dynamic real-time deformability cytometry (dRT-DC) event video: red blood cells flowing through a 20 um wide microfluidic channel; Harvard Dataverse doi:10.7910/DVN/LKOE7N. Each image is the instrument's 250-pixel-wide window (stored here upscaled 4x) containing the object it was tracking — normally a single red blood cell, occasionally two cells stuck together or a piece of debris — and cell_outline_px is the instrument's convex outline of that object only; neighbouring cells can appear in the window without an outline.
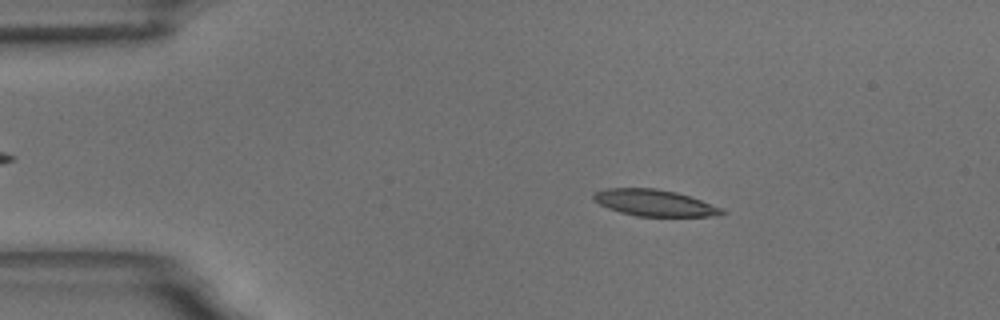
{"species": "common noctule bat (a hibernating species)", "species_latin": "Nyctalus noctula", "temperature_condition": "room temperature", "stored_images_in_passage": 5, "camera_frame_rate_fps": 3000, "um_per_image_px": 0.085, "animal": {"sex": "male", "body_mass_g": 18.8}, "frame": {"image": 1, "passage_image": 2, "time_ms": 1.333, "image_size_px": [1000, 320], "cell_outline_px": [[728, 212], [720, 216], [636, 216], [620, 212], [608, 208], [592, 200], [592, 192], [604, 188], [656, 188], [676, 192], [724, 208]], "centroid_in_image_um": [55.62, 17.24], "position_along_channel_um": 29.4, "area_um2": 20.0}}
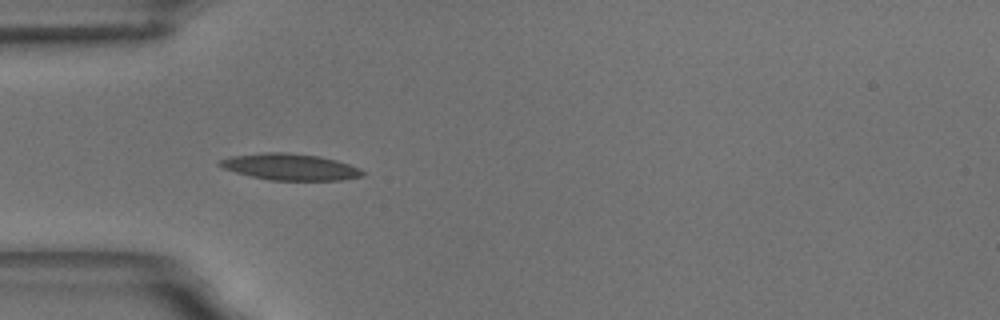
{"frame": {"image": 2, "passage_image": 4, "time_ms": 3.667, "image_size_px": [1000, 320], "cell_outline_px": [[364, 176], [340, 180], [268, 180], [236, 172], [224, 168], [216, 164], [220, 160], [232, 156], [264, 152], [284, 152], [320, 156], [336, 160], [360, 168], [364, 172]], "centroid_in_image_um": [24.67, 14.18], "position_along_channel_um": 60.3, "area_um2": 21.91}}
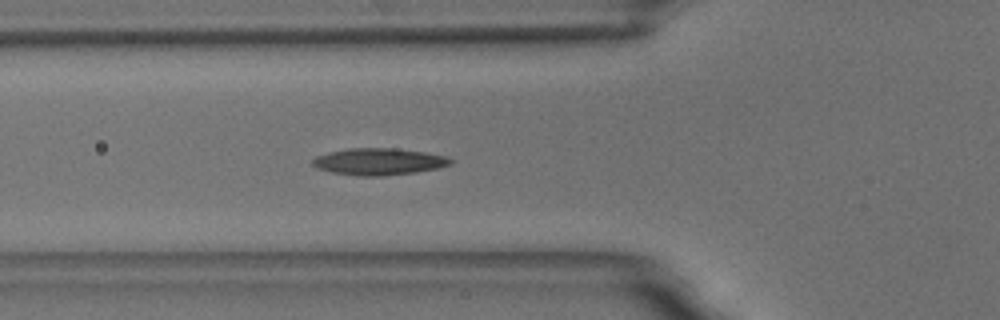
{"frame": {"image": 3, "passage_image": 5, "time_ms": 4.667, "image_size_px": [1000, 320], "cell_outline_px": [[456, 160], [452, 164], [440, 168], [416, 172], [380, 176], [356, 176], [332, 172], [316, 168], [312, 164], [312, 160], [316, 156], [328, 152], [348, 148], [392, 148], [424, 152], [448, 156]], "centroid_in_image_um": [32.24, 13.74], "position_along_channel_um": 93.6, "area_um2": 21.79}}